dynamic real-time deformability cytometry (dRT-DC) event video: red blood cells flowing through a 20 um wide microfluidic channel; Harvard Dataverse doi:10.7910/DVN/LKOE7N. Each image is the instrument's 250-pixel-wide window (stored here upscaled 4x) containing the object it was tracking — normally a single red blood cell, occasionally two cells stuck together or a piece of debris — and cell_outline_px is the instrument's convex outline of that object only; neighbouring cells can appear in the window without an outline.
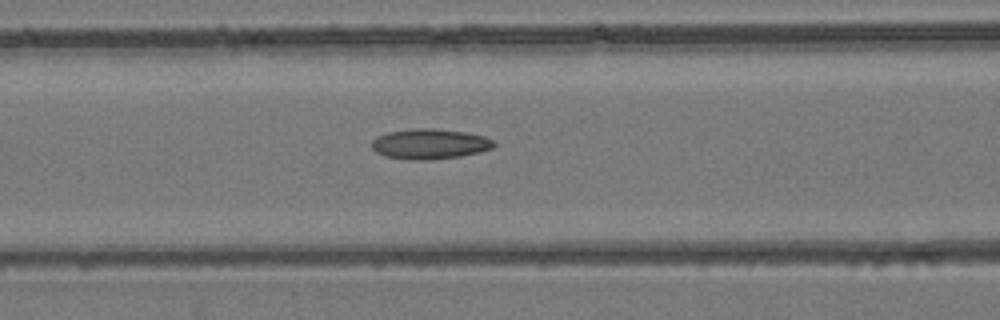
{"species": "common noctule bat (a hibernating species)", "species_latin": "Nyctalus noctula", "temperature_condition": "room temperature", "stored_images_in_passage": 40, "camera_frame_rate_fps": 3000, "um_per_image_px": 0.085, "animal": {"sex": "female", "body_mass_g": 24.6, "forearm_length_mm": 56.2}, "frame": {"image": 1, "passage_image": 19, "time_ms": 6.0, "image_size_px": [1000, 320], "cell_outline_px": [[496, 144], [492, 148], [480, 152], [460, 156], [424, 160], [412, 160], [384, 156], [376, 152], [372, 148], [372, 140], [376, 136], [388, 132], [416, 128], [432, 128], [468, 132], [484, 136], [492, 140]], "centroid_in_image_um": [36.52, 12.23], "position_along_channel_um": 130.1, "area_um2": 21.56}}
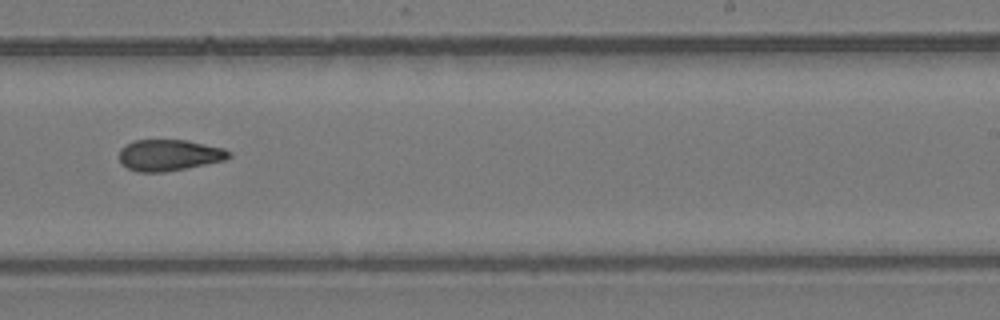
{"frame": {"image": 2, "passage_image": 28, "time_ms": 9.0, "image_size_px": [1000, 320], "cell_outline_px": [[232, 156], [224, 160], [164, 172], [136, 172], [128, 168], [120, 160], [120, 148], [132, 140], [188, 140], [224, 148], [232, 152]], "centroid_in_image_um": [14.38, 13.17], "position_along_channel_um": 274.6, "area_um2": 19.94}}
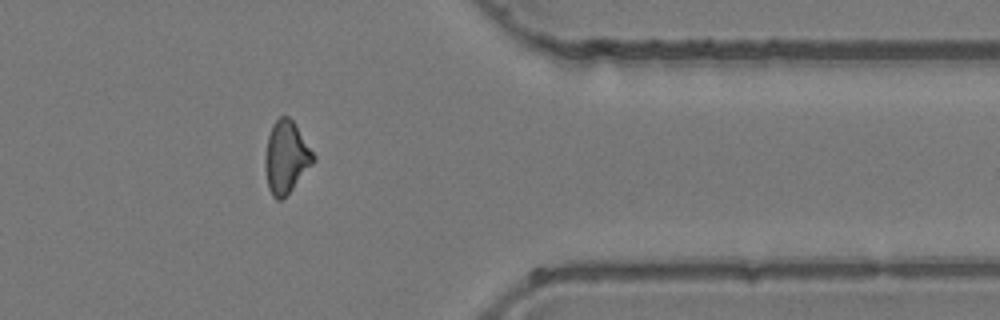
{"frame": {"image": 3, "passage_image": 36, "time_ms": 11.667, "image_size_px": [1000, 320], "cell_outline_px": [[316, 160], [284, 200], [276, 200], [272, 196], [268, 188], [264, 168], [264, 160], [268, 136], [272, 124], [280, 116], [288, 116], [292, 120], [316, 156]], "centroid_in_image_um": [24.31, 13.41], "position_along_channel_um": 387.1, "area_um2": 20.58}}